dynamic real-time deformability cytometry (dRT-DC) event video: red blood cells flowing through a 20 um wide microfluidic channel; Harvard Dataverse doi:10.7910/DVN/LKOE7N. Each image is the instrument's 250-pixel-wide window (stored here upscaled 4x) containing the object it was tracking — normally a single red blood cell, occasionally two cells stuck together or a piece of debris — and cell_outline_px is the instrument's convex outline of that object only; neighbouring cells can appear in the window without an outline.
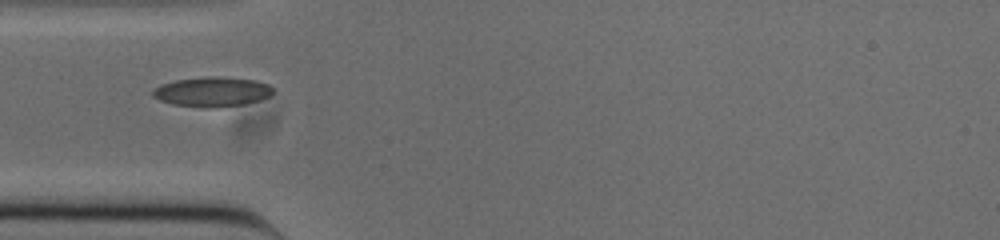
{"species": "common noctule bat (a hibernating species)", "species_latin": "Nyctalus noctula", "temperature_condition": "cold", "stored_images_in_passage": 17, "camera_frame_rate_fps": 3000, "um_per_image_px": 0.085, "animal": {"sex": "male", "body_mass_g": 20.0, "forearm_length_mm": 53.3}, "frame": {"image": 1, "passage_image": 1, "time_ms": 0.0, "image_size_px": [1000, 240], "cell_outline_px": [[272, 92], [268, 96], [260, 100], [244, 104], [216, 108], [212, 108], [172, 104], [160, 100], [152, 96], [152, 92], [160, 84], [176, 80], [208, 76], [216, 76], [256, 80], [268, 84], [272, 88]], "centroid_in_image_um": [18.03, 7.8], "position_along_channel_um": 67.0, "area_um2": 20.75}}
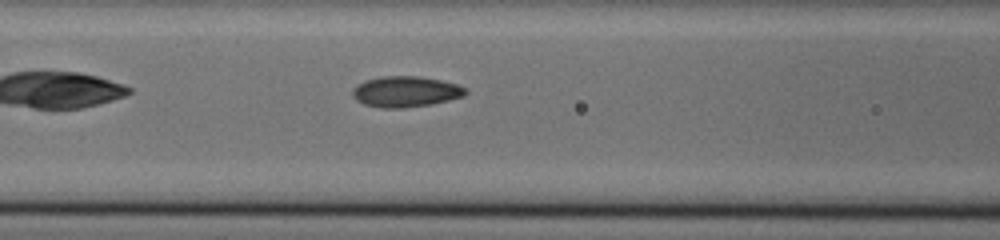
{"frame": {"image": 2, "passage_image": 6, "time_ms": 1.667, "image_size_px": [1000, 240], "cell_outline_px": [[468, 92], [464, 96], [432, 104], [404, 108], [384, 108], [364, 104], [356, 100], [352, 92], [352, 88], [356, 84], [364, 80], [380, 76], [420, 76], [440, 80], [456, 84], [468, 88]], "centroid_in_image_um": [34.47, 7.78], "position_along_channel_um": 132.1, "area_um2": 20.46}}
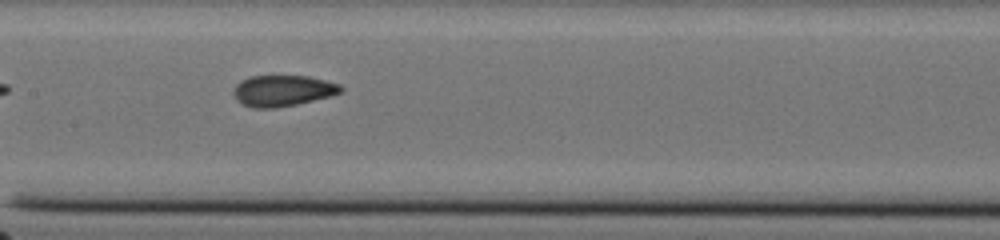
{"frame": {"image": 3, "passage_image": 10, "time_ms": 3.0, "image_size_px": [1000, 240], "cell_outline_px": [[344, 92], [332, 96], [296, 104], [276, 108], [252, 108], [236, 100], [232, 92], [236, 84], [240, 80], [252, 76], [308, 76], [340, 84], [344, 88]], "centroid_in_image_um": [24.05, 7.71], "position_along_channel_um": 183.4, "area_um2": 19.59}}